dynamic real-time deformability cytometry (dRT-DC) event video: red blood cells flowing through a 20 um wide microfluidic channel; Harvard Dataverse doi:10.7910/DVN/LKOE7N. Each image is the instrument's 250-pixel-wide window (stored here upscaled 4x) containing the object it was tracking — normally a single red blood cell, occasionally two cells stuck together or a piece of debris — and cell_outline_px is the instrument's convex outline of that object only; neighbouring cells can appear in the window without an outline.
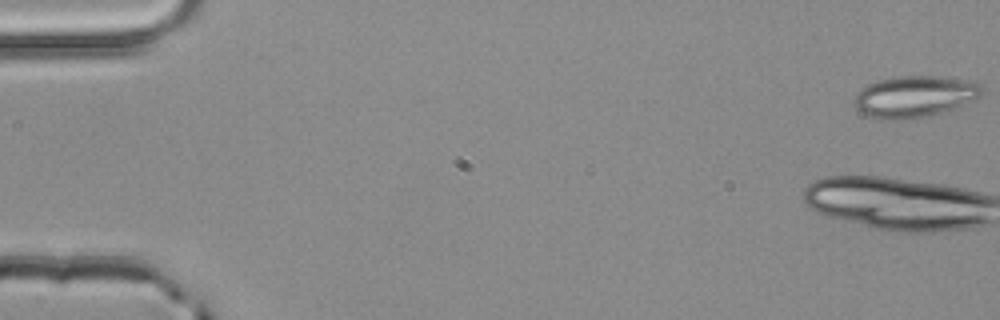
{"species": "common noctule bat (a hibernating species)", "species_latin": "Nyctalus noctula", "temperature_condition": "room temperature", "stored_images_in_passage": 19, "camera_frame_rate_fps": 3000, "um_per_image_px": 0.085, "animal": {"sex": "male", "body_mass_g": 20.4}, "frame": {"image": 1, "passage_image": 1, "time_ms": 0.0, "image_size_px": [1000, 320], "cell_outline_px": [[984, 92], [976, 100], [960, 108], [908, 120], [884, 120], [868, 116], [860, 112], [856, 108], [856, 92], [868, 84], [876, 80], [896, 76], [940, 76], [976, 80], [984, 88]], "centroid_in_image_um": [77.83, 8.2], "position_along_channel_um": 7.2, "area_um2": 31.67}}